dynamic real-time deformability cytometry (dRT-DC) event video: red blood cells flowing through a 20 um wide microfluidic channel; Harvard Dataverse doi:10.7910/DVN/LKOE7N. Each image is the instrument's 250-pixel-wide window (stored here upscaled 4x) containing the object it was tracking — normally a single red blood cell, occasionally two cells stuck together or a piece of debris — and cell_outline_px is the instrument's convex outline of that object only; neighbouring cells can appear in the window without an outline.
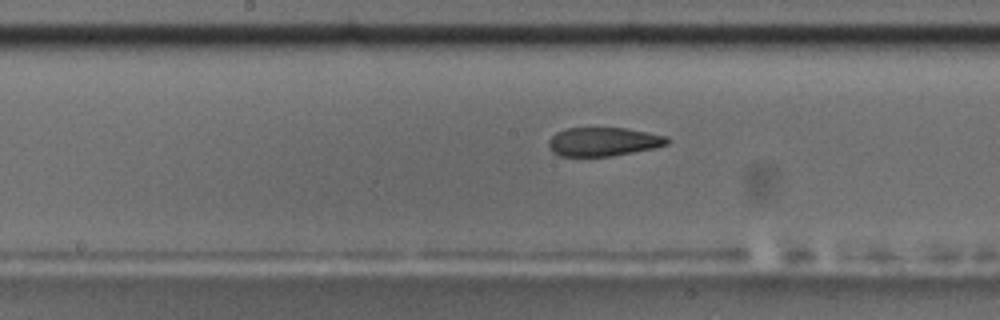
{"species": "common noctule bat (a hibernating species)", "species_latin": "Nyctalus noctula", "temperature_condition": "room temperature", "stored_images_in_passage": 47, "camera_frame_rate_fps": 3000, "um_per_image_px": 0.085, "animal": {"sex": "male", "body_mass_g": 17.5, "forearm_length_mm": 52.3}, "frame": {"image": 1, "passage_image": 21, "time_ms": 6.667, "image_size_px": [1000, 320], "cell_outline_px": [[668, 144], [656, 148], [612, 156], [560, 156], [552, 152], [548, 144], [548, 140], [556, 132], [568, 128], [624, 128], [648, 132], [668, 136]], "centroid_in_image_um": [51.29, 12.05], "position_along_channel_um": 196.9, "area_um2": 19.94}, "authors_computed_cell_mechanics": {"area_um2": 21.4438, "velocity_mm_per_s": 3.7284, "shape_relaxation_time_tau1_ms": null, "shape_relaxation_time_tau2_ms": 3.5536, "deformation_change_tau1": null, "deformation_change_tau2": 0.113}}